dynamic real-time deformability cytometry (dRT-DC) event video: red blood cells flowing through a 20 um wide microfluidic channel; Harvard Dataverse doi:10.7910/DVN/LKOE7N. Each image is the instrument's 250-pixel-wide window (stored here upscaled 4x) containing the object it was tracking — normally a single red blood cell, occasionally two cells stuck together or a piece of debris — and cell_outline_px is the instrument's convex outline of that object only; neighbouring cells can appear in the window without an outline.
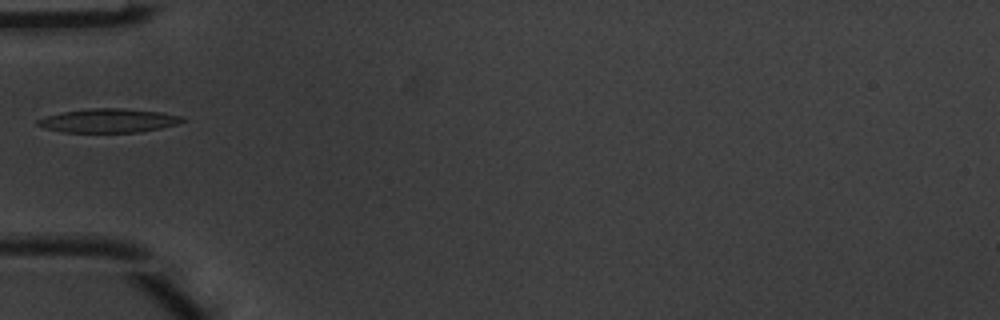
{"species": "common noctule bat (a hibernating species)", "species_latin": "Nyctalus noctula", "temperature_condition": "warm", "stored_images_in_passage": 4, "camera_frame_rate_fps": 3000, "um_per_image_px": 0.085, "animal": {"sex": "male", "body_mass_g": 20.1, "forearm_length_mm": 53.5}, "frame": {"image": 1, "passage_image": 3, "time_ms": 0.667, "image_size_px": [1000, 320], "cell_outline_px": [[184, 120], [176, 124], [160, 128], [140, 132], [60, 132], [44, 128], [36, 124], [36, 120], [44, 116], [64, 112], [88, 108], [124, 108], [160, 112], [184, 116]], "centroid_in_image_um": [9.19, 10.25], "position_along_channel_um": 75.8, "area_um2": 20.17}}
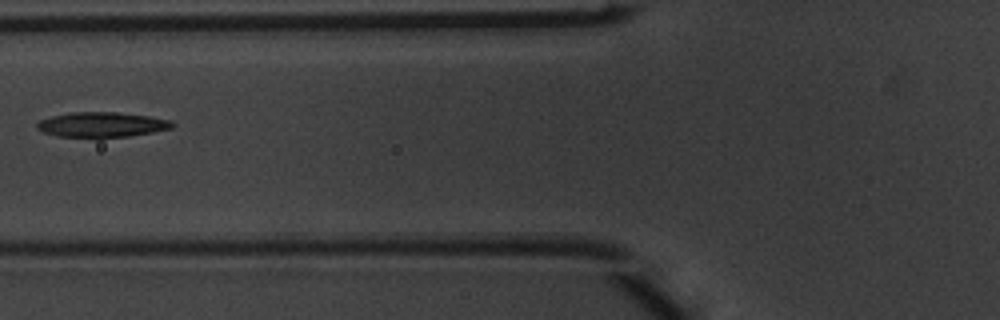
{"frame": {"image": 2, "passage_image": 4, "time_ms": 1.0, "image_size_px": [1000, 320], "cell_outline_px": [[176, 124], [172, 128], [152, 132], [128, 136], [100, 140], [96, 140], [56, 136], [44, 132], [36, 128], [36, 124], [40, 120], [52, 116], [72, 112], [120, 112], [148, 116], [172, 120]], "centroid_in_image_um": [8.65, 10.63], "position_along_channel_um": 117.2, "area_um2": 20.52}}